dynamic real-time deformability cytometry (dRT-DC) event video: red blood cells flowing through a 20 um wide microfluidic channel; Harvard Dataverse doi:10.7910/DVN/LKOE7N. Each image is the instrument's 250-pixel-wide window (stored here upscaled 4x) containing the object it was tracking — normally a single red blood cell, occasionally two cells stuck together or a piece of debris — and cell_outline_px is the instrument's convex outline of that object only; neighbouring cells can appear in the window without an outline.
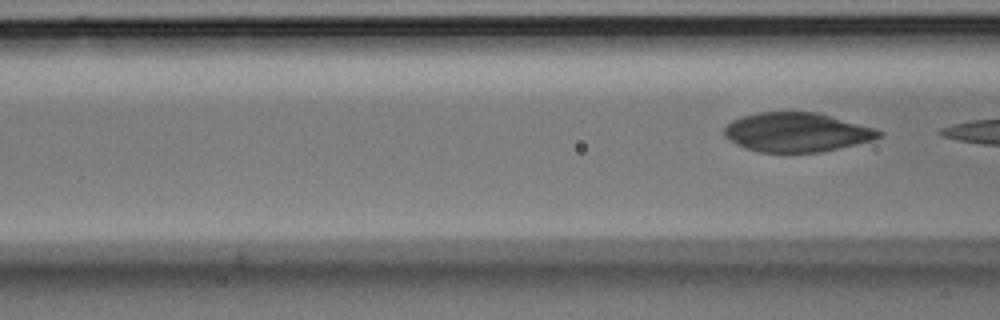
{"species": "Egyptian fruit bat (a non-hibernating species)", "species_latin": "Rousettus aegyptiacus", "temperature_condition": "room temperature", "stored_images_in_passage": 7, "segment_of_instrument_passage": [2, 2], "camera_frame_rate_fps": 3000, "um_per_image_px": 0.085, "animal": {"sex": "male"}, "frame": {"image": 1, "passage_image": 7, "time_ms": 2.0, "image_size_px": [1000, 320], "cell_outline_px": [[884, 132], [880, 136], [872, 140], [856, 144], [820, 152], [760, 152], [744, 148], [736, 144], [724, 136], [724, 128], [732, 120], [740, 116], [756, 112], [816, 112], [876, 128]], "centroid_in_image_um": [67.7, 11.23], "position_along_channel_um": 98.9, "area_um2": 35.32}}